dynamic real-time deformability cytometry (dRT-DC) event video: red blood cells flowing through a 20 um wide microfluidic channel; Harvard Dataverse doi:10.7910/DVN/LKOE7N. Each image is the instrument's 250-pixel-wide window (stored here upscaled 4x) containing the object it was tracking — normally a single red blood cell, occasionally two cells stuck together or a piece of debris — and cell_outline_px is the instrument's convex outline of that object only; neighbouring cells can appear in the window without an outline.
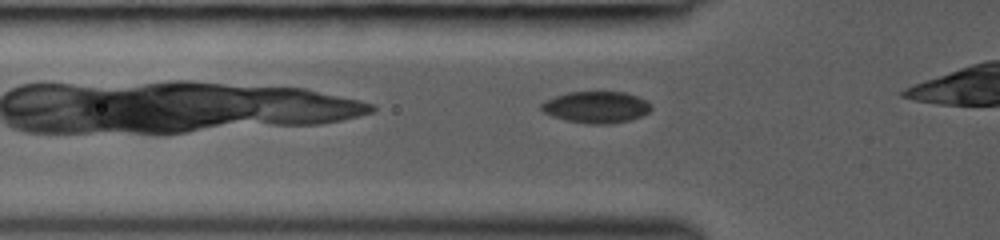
{"species": "common noctule bat (a hibernating species)", "species_latin": "Nyctalus noctula", "temperature_condition": "room temperature", "stored_images_in_passage": 11, "camera_frame_rate_fps": 3000, "um_per_image_px": 0.085, "animal": {"sex": "female", "body_mass_g": 19.0, "forearm_length_mm": 53.3}, "frame": {"image": 1, "passage_image": 2, "time_ms": 0.333, "image_size_px": [1000, 240], "cell_outline_px": [[652, 108], [648, 112], [640, 116], [628, 120], [612, 124], [588, 124], [568, 120], [552, 116], [544, 112], [540, 108], [540, 104], [544, 100], [568, 92], [624, 92], [636, 96], [652, 104]], "centroid_in_image_um": [50.66, 9.11], "position_along_channel_um": 75.1, "area_um2": 20.11}}
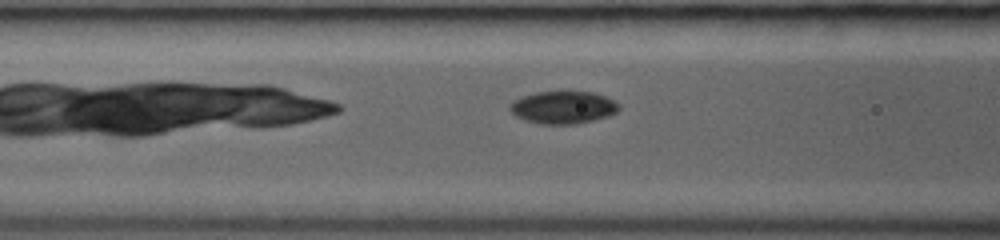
{"frame": {"image": 2, "passage_image": 6, "time_ms": 1.333, "image_size_px": [1000, 240], "cell_outline_px": [[620, 108], [616, 112], [608, 116], [576, 124], [540, 124], [524, 120], [516, 116], [508, 108], [508, 104], [512, 100], [536, 92], [592, 92], [604, 96], [620, 104]], "centroid_in_image_um": [47.83, 9.13], "position_along_channel_um": 118.8, "area_um2": 20.63}}
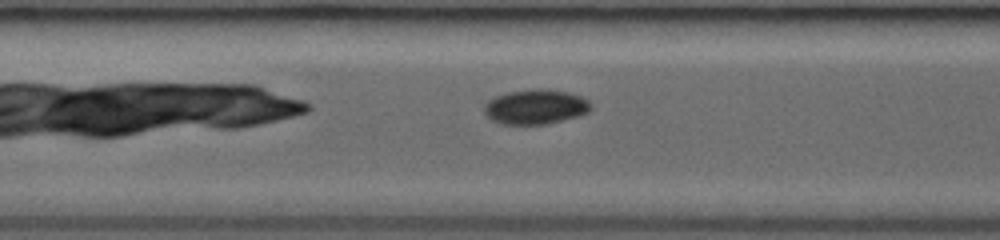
{"frame": {"image": 3, "passage_image": 9, "time_ms": 2.333, "image_size_px": [1000, 240], "cell_outline_px": [[592, 108], [588, 112], [580, 116], [548, 124], [500, 124], [492, 120], [484, 112], [484, 104], [488, 100], [496, 96], [508, 92], [536, 88], [540, 88], [568, 92], [580, 96], [588, 100], [592, 104]], "centroid_in_image_um": [45.54, 9.08], "position_along_channel_um": 161.9, "area_um2": 21.79}}